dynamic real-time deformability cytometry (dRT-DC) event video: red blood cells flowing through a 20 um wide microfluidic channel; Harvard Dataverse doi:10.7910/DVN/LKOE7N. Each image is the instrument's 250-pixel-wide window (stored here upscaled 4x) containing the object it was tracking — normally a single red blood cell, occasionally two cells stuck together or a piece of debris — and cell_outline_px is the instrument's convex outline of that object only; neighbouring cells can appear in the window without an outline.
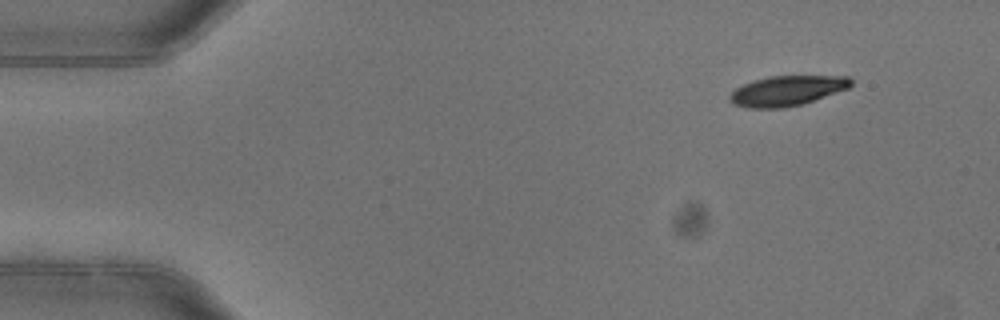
{"species": "common noctule bat (a hibernating species)", "species_latin": "Nyctalus noctula", "temperature_condition": "warm", "stored_images_in_passage": 3, "camera_frame_rate_fps": 3000, "um_per_image_px": 0.085, "animal": {"sex": "female"}, "frame": {"image": 1, "passage_image": 1, "time_ms": 0.0, "image_size_px": [1000, 320], "cell_outline_px": [[852, 84], [848, 88], [800, 104], [784, 108], [748, 108], [732, 104], [728, 100], [728, 96], [736, 88], [752, 80], [768, 76], [848, 76], [852, 80]], "centroid_in_image_um": [66.83, 7.71], "position_along_channel_um": 18.2, "area_um2": 21.1}}
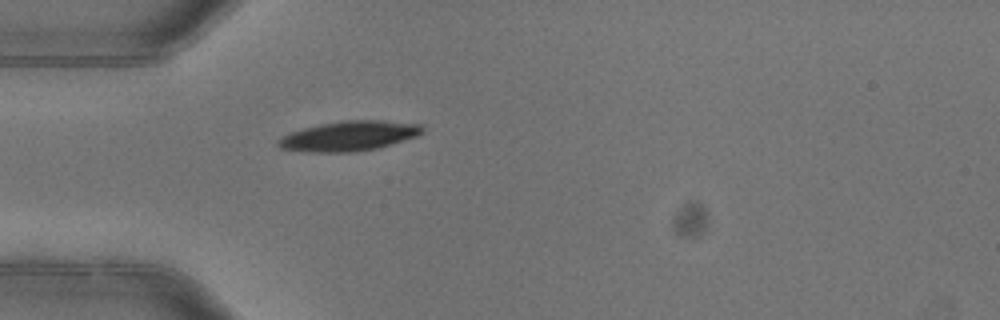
{"frame": {"image": 2, "passage_image": 3, "time_ms": 0.667, "image_size_px": [1000, 320], "cell_outline_px": [[424, 132], [416, 136], [376, 148], [356, 152], [308, 152], [280, 148], [276, 144], [276, 140], [288, 132], [320, 124], [344, 120], [384, 120], [424, 124]], "centroid_in_image_um": [29.65, 11.55], "position_along_channel_um": 55.3, "area_um2": 25.26}}